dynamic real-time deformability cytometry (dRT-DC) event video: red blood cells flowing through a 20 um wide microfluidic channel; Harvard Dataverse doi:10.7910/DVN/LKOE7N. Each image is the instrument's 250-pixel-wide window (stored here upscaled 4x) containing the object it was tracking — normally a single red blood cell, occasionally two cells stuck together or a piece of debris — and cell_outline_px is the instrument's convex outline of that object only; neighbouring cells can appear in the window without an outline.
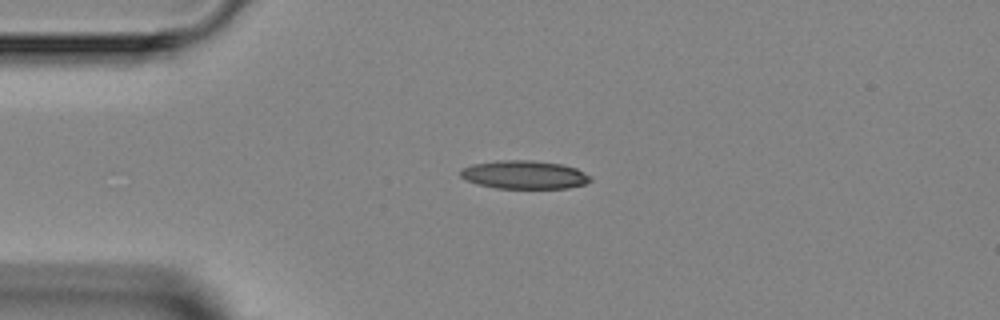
{"species": "Egyptian fruit bat (a non-hibernating species)", "species_latin": "Rousettus aegyptiacus", "temperature_condition": "room temperature", "stored_images_in_passage": 1, "camera_frame_rate_fps": 3000, "um_per_image_px": 0.085, "animal": {"sex": "female"}, "frame": {"image": 1, "passage_image": 1, "time_ms": 0.0, "image_size_px": [1000, 320], "cell_outline_px": [[592, 180], [584, 184], [568, 188], [496, 188], [476, 184], [460, 176], [460, 172], [464, 168], [472, 164], [496, 160], [532, 160], [564, 164], [576, 168], [592, 176]], "centroid_in_image_um": [44.59, 14.84], "position_along_channel_um": 40.4, "area_um2": 21.56}}